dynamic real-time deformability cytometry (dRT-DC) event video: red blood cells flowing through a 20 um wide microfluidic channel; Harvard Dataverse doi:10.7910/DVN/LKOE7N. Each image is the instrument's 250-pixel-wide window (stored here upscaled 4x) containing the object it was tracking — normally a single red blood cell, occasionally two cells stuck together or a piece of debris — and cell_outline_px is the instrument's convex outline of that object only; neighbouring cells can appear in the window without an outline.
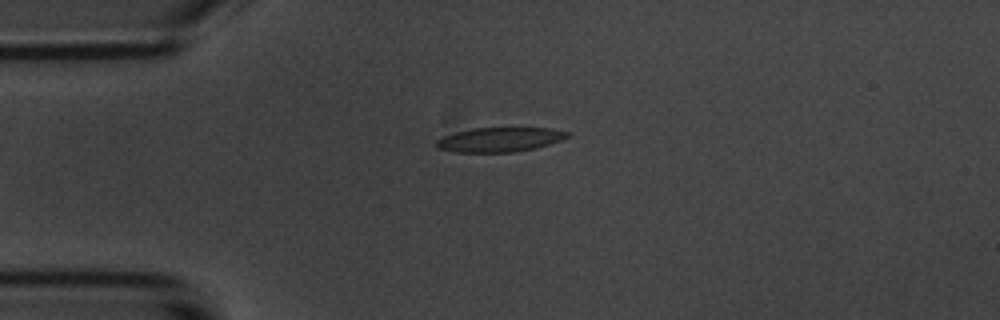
{"species": "common noctule bat (a hibernating species)", "species_latin": "Nyctalus noctula", "temperature_condition": "room temperature", "stored_images_in_passage": 14, "camera_frame_rate_fps": 3000, "um_per_image_px": 0.085, "animal": {"sex": "male", "body_mass_g": 20.1, "forearm_length_mm": 53.5}, "frame": {"image": 1, "passage_image": 3, "time_ms": 3.0, "image_size_px": [1000, 320], "cell_outline_px": [[572, 132], [568, 136], [560, 140], [548, 144], [532, 148], [512, 152], [452, 152], [436, 148], [436, 140], [444, 136], [456, 132], [472, 128], [552, 128]], "centroid_in_image_um": [42.44, 11.86], "position_along_channel_um": 42.6, "area_um2": 18.55}}
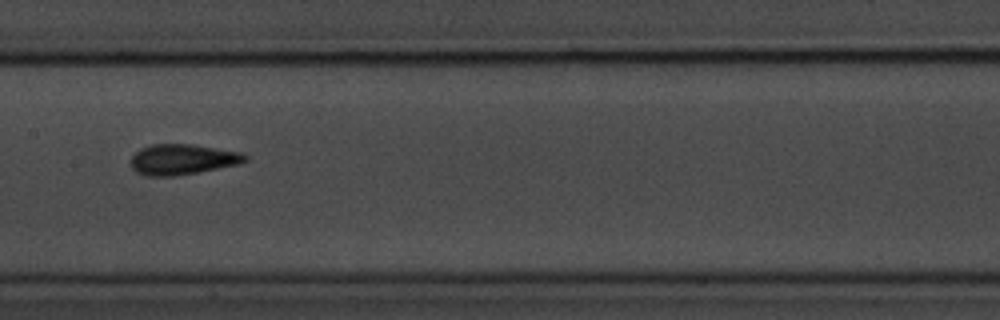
{"frame": {"image": 2, "passage_image": 7, "time_ms": 7.667, "image_size_px": [1000, 320], "cell_outline_px": [[248, 160], [240, 164], [200, 172], [176, 176], [148, 176], [136, 172], [132, 168], [132, 156], [140, 148], [152, 144], [192, 144], [240, 152], [248, 156]], "centroid_in_image_um": [15.53, 13.55], "position_along_channel_um": 191.9, "area_um2": 20.4}}
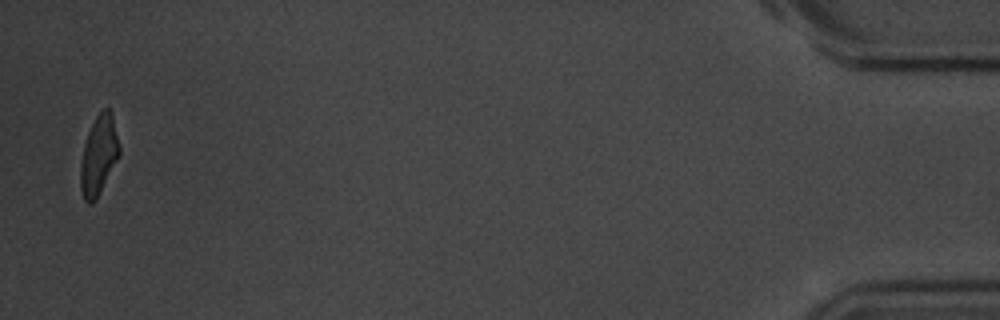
{"frame": {"image": 3, "passage_image": 14, "time_ms": 16.667, "image_size_px": [1000, 320], "cell_outline_px": [[120, 156], [96, 200], [92, 204], [88, 204], [84, 200], [80, 188], [80, 164], [84, 144], [88, 132], [96, 116], [104, 108], [108, 108], [112, 112], [120, 148]], "centroid_in_image_um": [8.39, 13.23], "position_along_channel_um": 426.8, "area_um2": 18.15}, "authors_computed_cell_mechanics": {"area_um2": 19.3341, "velocity_mm_per_s": 3.6117, "shape_relaxation_time_tau1_ms": 2.7696, "shape_relaxation_time_tau2_ms": 0.9512, "deformation_change_tau1": 0.1324, "deformation_change_tau2": 0.0696}}